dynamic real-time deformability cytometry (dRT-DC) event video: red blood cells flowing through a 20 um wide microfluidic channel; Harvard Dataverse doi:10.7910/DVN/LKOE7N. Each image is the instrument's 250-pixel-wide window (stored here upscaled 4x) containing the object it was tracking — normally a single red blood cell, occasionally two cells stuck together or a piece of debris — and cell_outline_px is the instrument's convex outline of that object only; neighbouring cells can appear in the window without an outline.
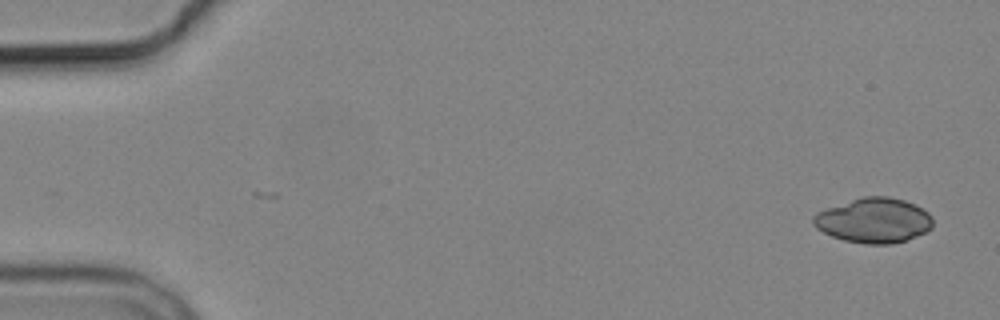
{"species": "common noctule bat (a hibernating species)", "species_latin": "Nyctalus noctula", "temperature_condition": "cold", "stored_images_in_passage": 2, "camera_frame_rate_fps": 3000, "um_per_image_px": 0.085, "animal": {"sex": "male", "body_mass_g": 19.2, "forearm_length_mm": 51.8}, "frame": {"image": 1, "passage_image": 2, "time_ms": 1.333, "image_size_px": [1000, 320], "cell_outline_px": [[932, 228], [908, 240], [892, 244], [864, 244], [844, 240], [832, 236], [816, 228], [812, 224], [812, 216], [816, 212], [864, 196], [888, 196], [904, 200], [916, 204], [928, 212], [932, 216]], "centroid_in_image_um": [74.28, 18.74], "position_along_channel_um": 10.7, "area_um2": 31.33}}